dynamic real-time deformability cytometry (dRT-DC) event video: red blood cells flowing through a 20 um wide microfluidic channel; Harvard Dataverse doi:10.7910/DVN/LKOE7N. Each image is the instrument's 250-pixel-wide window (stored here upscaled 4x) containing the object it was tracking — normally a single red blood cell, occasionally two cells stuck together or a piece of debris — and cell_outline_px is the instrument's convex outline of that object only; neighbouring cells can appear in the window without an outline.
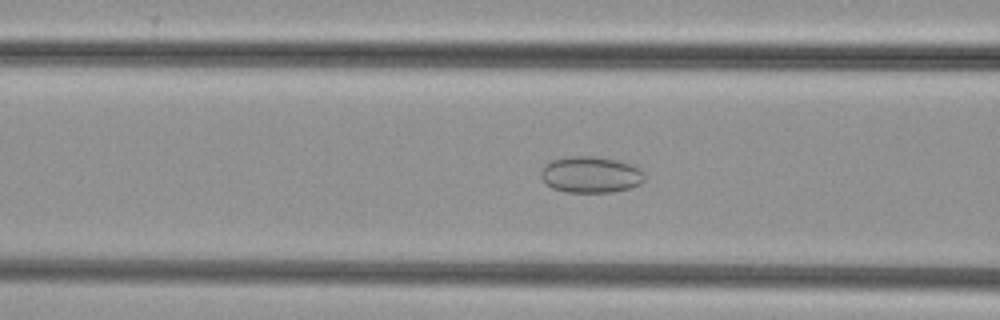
{"species": "common noctule bat (a hibernating species)", "species_latin": "Nyctalus noctula", "temperature_condition": "cold", "stored_images_in_passage": 45, "camera_frame_rate_fps": 3000, "um_per_image_px": 0.085, "animal": {"sex": "female", "body_mass_g": 29.2, "forearm_length_mm": 56.3}, "frame": {"image": 1, "passage_image": 13, "time_ms": 4.0, "image_size_px": [1000, 320], "cell_outline_px": [[644, 180], [640, 184], [628, 188], [612, 192], [564, 192], [552, 188], [540, 176], [540, 168], [548, 160], [568, 156], [592, 156], [616, 160], [632, 164], [640, 168], [644, 172]], "centroid_in_image_um": [50.18, 14.83], "position_along_channel_um": 116.4, "area_um2": 22.2}}
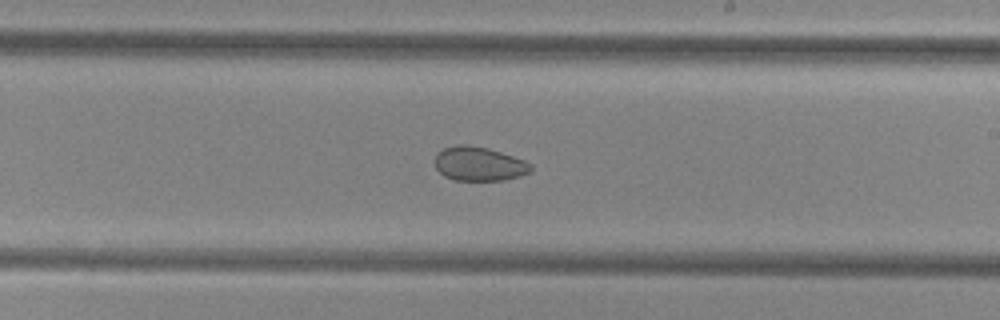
{"frame": {"image": 2, "passage_image": 23, "time_ms": 7.333, "image_size_px": [1000, 320], "cell_outline_px": [[532, 172], [520, 176], [504, 180], [456, 180], [444, 176], [436, 168], [432, 160], [436, 152], [444, 148], [456, 144], [468, 144], [488, 148], [524, 160], [532, 164]], "centroid_in_image_um": [40.68, 13.92], "position_along_channel_um": 248.3, "area_um2": 19.36}}
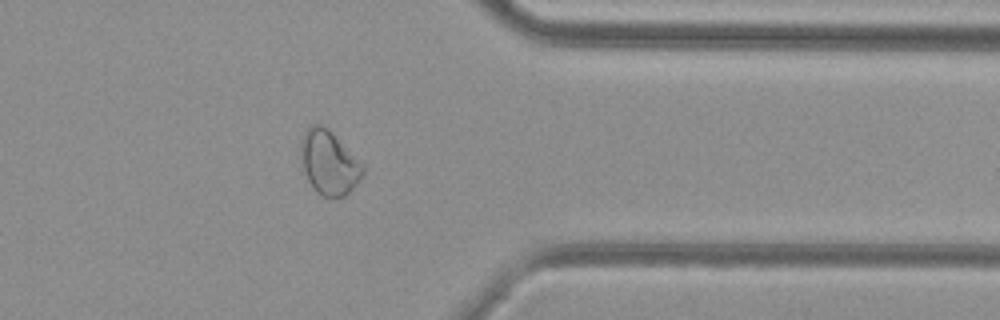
{"frame": {"image": 3, "passage_image": 34, "time_ms": 11.0, "image_size_px": [1000, 320], "cell_outline_px": [[364, 172], [360, 180], [344, 196], [332, 200], [320, 196], [316, 192], [308, 180], [300, 160], [300, 144], [304, 132], [312, 124], [320, 124], [332, 132], [364, 164]], "centroid_in_image_um": [27.96, 13.86], "position_along_channel_um": 383.4, "area_um2": 23.47}}